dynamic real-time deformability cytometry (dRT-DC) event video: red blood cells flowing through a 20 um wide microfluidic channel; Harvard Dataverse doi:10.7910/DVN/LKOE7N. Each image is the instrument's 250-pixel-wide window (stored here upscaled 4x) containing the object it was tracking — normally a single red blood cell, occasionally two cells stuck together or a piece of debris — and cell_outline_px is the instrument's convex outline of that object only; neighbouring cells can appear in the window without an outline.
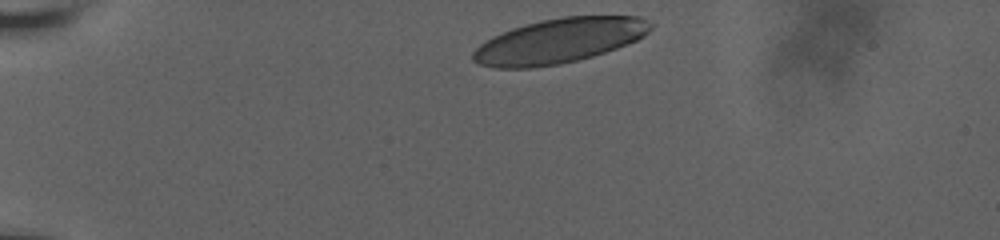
{"species": "human", "species_latin": "Homo sapiens", "temperature_condition": "room temperature", "stored_images_in_passage": 37, "camera_frame_rate_fps": 3000, "um_per_image_px": 0.085, "donor": {"sex": "male"}, "frame": {"image": 1, "passage_image": 1, "time_ms": 0.0, "image_size_px": [1000, 240], "cell_outline_px": [[652, 28], [644, 36], [636, 40], [616, 48], [592, 56], [560, 64], [532, 68], [496, 68], [480, 64], [472, 60], [472, 52], [480, 44], [492, 36], [512, 28], [540, 20], [564, 16], [640, 16], [652, 24]], "centroid_in_image_um": [47.51, 3.47], "position_along_channel_um": 37.5, "area_um2": 46.18}}
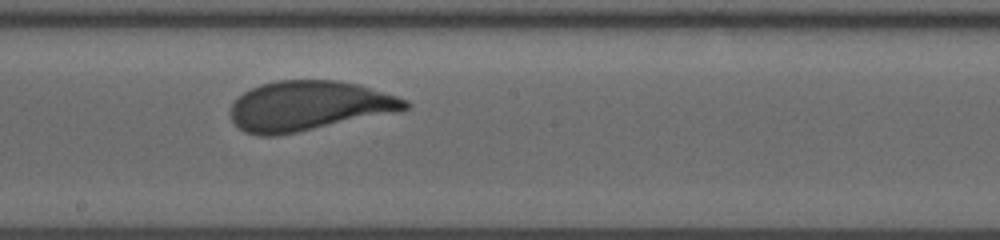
{"frame": {"image": 2, "passage_image": 22, "time_ms": 7.0, "image_size_px": [1000, 240], "cell_outline_px": [[412, 104], [408, 108], [296, 132], [276, 136], [260, 136], [244, 132], [232, 120], [228, 112], [232, 104], [244, 92], [260, 84], [276, 80], [340, 80], [356, 84], [396, 96], [408, 100]], "centroid_in_image_um": [26.16, 8.98], "position_along_channel_um": 222.0, "area_um2": 49.82}}
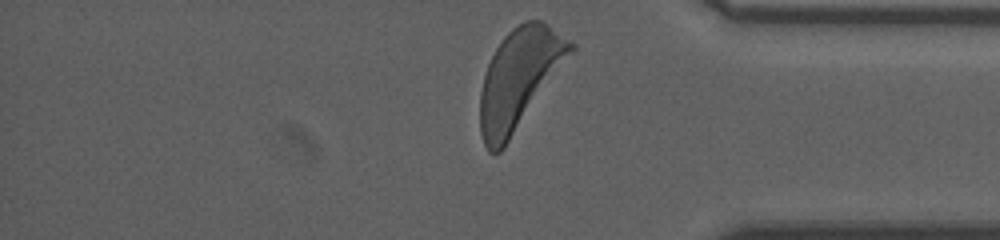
{"frame": {"image": 3, "passage_image": 37, "time_ms": 12.0, "image_size_px": [1000, 240], "cell_outline_px": [[576, 48], [504, 148], [500, 152], [488, 152], [484, 144], [480, 132], [480, 92], [484, 76], [488, 64], [496, 48], [504, 36], [516, 24], [524, 20], [540, 20], [576, 44]], "centroid_in_image_um": [44.13, 6.69], "position_along_channel_um": 391.1, "area_um2": 52.14}}